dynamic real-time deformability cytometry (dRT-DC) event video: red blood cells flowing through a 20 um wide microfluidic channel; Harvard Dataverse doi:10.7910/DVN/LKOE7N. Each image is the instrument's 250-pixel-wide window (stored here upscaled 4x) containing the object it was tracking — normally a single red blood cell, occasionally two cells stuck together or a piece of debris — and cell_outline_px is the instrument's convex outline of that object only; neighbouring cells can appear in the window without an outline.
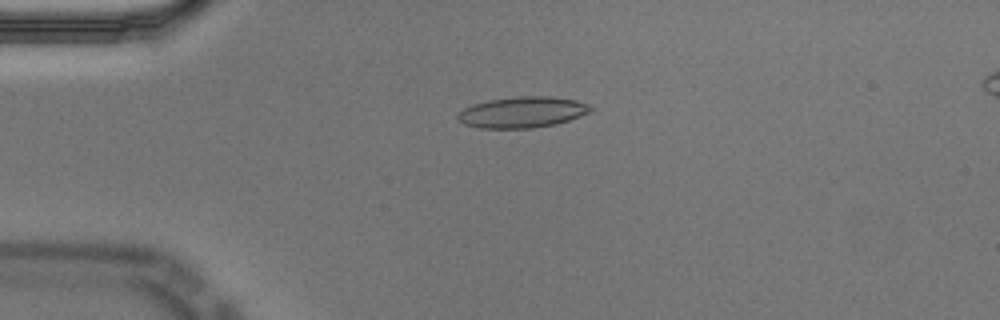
{"species": "Egyptian fruit bat (a non-hibernating species)", "species_latin": "Rousettus aegyptiacus", "temperature_condition": "cold", "stored_images_in_passage": 45, "camera_frame_rate_fps": 3000, "um_per_image_px": 0.085, "animal": {"sex": "male"}, "frame": {"image": 1, "passage_image": 2, "time_ms": 0.333, "image_size_px": [1000, 320], "cell_outline_px": [[596, 108], [580, 116], [556, 124], [532, 128], [480, 128], [464, 124], [456, 120], [456, 116], [464, 108], [472, 104], [488, 100], [516, 96], [548, 96], [576, 100], [588, 104]], "centroid_in_image_um": [44.38, 9.53], "position_along_channel_um": 40.6, "area_um2": 24.1}}
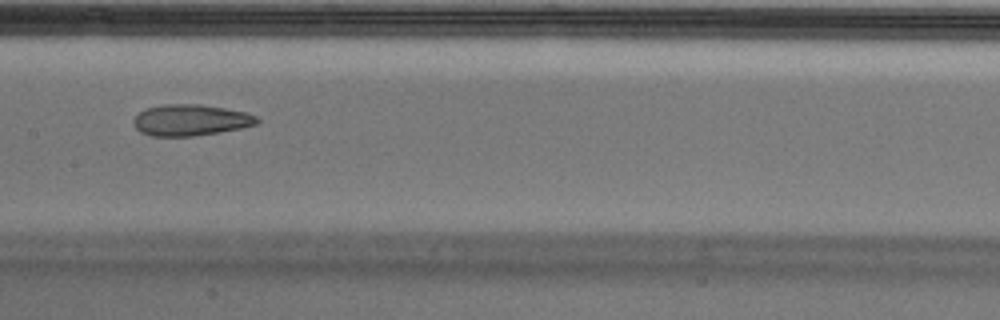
{"frame": {"image": 2, "passage_image": 17, "time_ms": 5.333, "image_size_px": [1000, 320], "cell_outline_px": [[260, 120], [256, 124], [240, 128], [220, 132], [192, 136], [152, 136], [140, 132], [136, 128], [132, 120], [140, 112], [148, 108], [164, 104], [200, 104], [248, 112], [256, 116]], "centroid_in_image_um": [16.21, 10.21], "position_along_channel_um": 191.2, "area_um2": 22.43}}
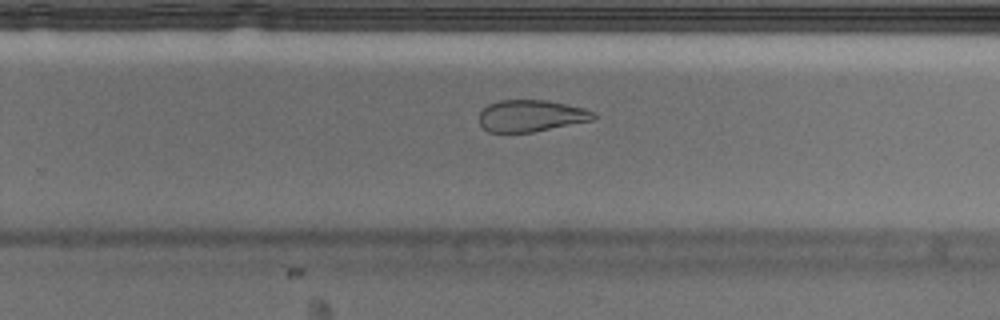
{"frame": {"image": 3, "passage_image": 25, "time_ms": 8.0, "image_size_px": [1000, 320], "cell_outline_px": [[596, 116], [592, 120], [532, 132], [488, 132], [480, 124], [480, 112], [488, 104], [500, 100], [548, 100], [584, 108], [596, 112]], "centroid_in_image_um": [45.14, 9.83], "position_along_channel_um": 284.7, "area_um2": 21.04}, "authors_computed_cell_mechanics": {"area_um2": 23.7558, "velocity_mm_per_s": 3.5304, "shape_relaxation_time_tau1_ms": null, "shape_relaxation_time_tau2_ms": 2.2478, "deformation_change_tau1": null, "deformation_change_tau2": 0.0841}}